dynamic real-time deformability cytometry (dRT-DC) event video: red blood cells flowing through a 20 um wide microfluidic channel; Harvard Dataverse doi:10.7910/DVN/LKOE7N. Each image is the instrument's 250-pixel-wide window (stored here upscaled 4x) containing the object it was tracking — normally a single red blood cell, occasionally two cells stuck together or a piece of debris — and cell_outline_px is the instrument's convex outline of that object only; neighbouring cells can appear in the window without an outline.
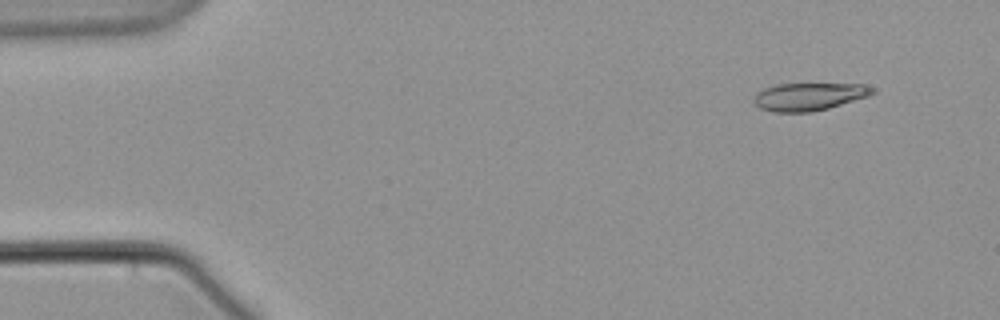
{"species": "common noctule bat (a hibernating species)", "species_latin": "Nyctalus noctula", "temperature_condition": "warm", "stored_images_in_passage": 9, "camera_frame_rate_fps": 3000, "um_per_image_px": 0.085, "animal": {"sex": "male", "body_mass_g": 21.5, "forearm_length_mm": 52.0}, "frame": {"image": 1, "passage_image": 2, "time_ms": 1.333, "image_size_px": [1000, 320], "cell_outline_px": [[876, 92], [868, 96], [828, 108], [812, 112], [772, 112], [760, 108], [756, 104], [756, 96], [764, 88], [776, 84], [864, 84], [876, 88]], "centroid_in_image_um": [68.82, 8.21], "position_along_channel_um": 16.2, "area_um2": 18.96}}
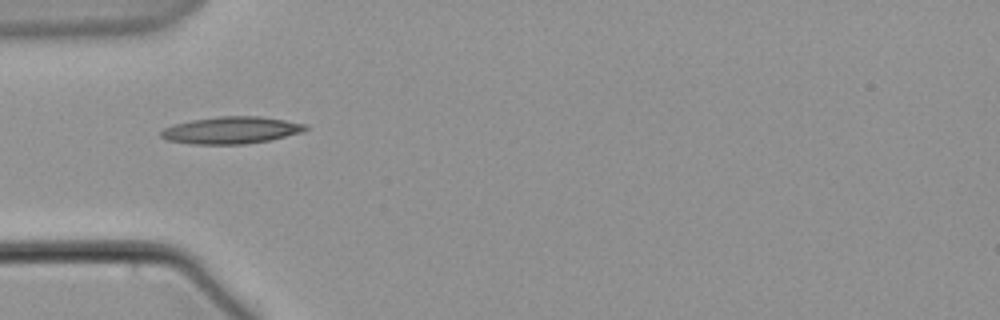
{"frame": {"image": 2, "passage_image": 6, "time_ms": 6.0, "image_size_px": [1000, 320], "cell_outline_px": [[308, 128], [300, 132], [272, 140], [244, 144], [192, 144], [168, 140], [160, 136], [160, 132], [164, 128], [176, 124], [192, 120], [220, 116], [260, 116], [284, 120], [304, 124]], "centroid_in_image_um": [19.64, 11.07], "position_along_channel_um": 65.4, "area_um2": 22.54}}
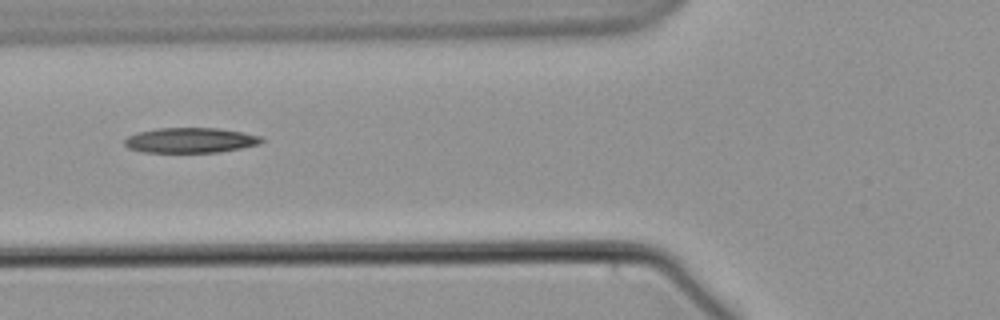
{"frame": {"image": 3, "passage_image": 7, "time_ms": 7.333, "image_size_px": [1000, 320], "cell_outline_px": [[264, 140], [260, 144], [220, 152], [144, 152], [128, 148], [124, 144], [124, 140], [128, 136], [136, 132], [156, 128], [216, 128], [240, 132], [260, 136]], "centroid_in_image_um": [16.15, 11.92], "position_along_channel_um": 109.7, "area_um2": 20.0}}